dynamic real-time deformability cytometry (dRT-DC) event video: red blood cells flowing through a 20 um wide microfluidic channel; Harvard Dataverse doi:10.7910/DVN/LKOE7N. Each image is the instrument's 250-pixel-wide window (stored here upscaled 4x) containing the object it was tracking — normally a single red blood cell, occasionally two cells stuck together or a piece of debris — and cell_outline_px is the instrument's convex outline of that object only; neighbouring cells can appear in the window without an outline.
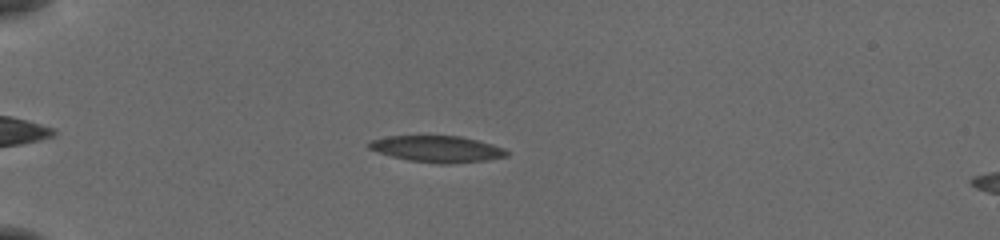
{"species": "common noctule bat (a hibernating species)", "species_latin": "Nyctalus noctula", "temperature_condition": "cold", "stored_images_in_passage": 47, "camera_frame_rate_fps": 3000, "um_per_image_px": 0.085, "animal": {"sex": "female", "body_mass_g": 19.5, "forearm_length_mm": 54.1}, "frame": {"image": 1, "passage_image": 16, "time_ms": 5.0, "image_size_px": [1000, 240], "cell_outline_px": [[508, 156], [480, 160], [448, 164], [440, 164], [408, 160], [392, 156], [368, 148], [368, 144], [372, 140], [392, 136], [456, 136], [476, 140], [504, 148], [508, 152]], "centroid_in_image_um": [37.15, 12.66], "position_along_channel_um": 47.9, "area_um2": 20.63}}
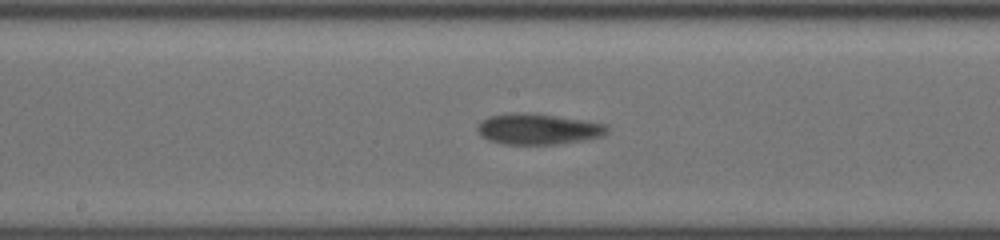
{"frame": {"image": 2, "passage_image": 31, "time_ms": 10.0, "image_size_px": [1000, 240], "cell_outline_px": [[608, 128], [600, 136], [580, 140], [556, 144], [504, 144], [488, 140], [476, 128], [480, 120], [488, 116], [512, 112], [520, 112], [552, 116], [604, 124]], "centroid_in_image_um": [45.62, 10.97], "position_along_channel_um": 202.6, "area_um2": 22.6}}
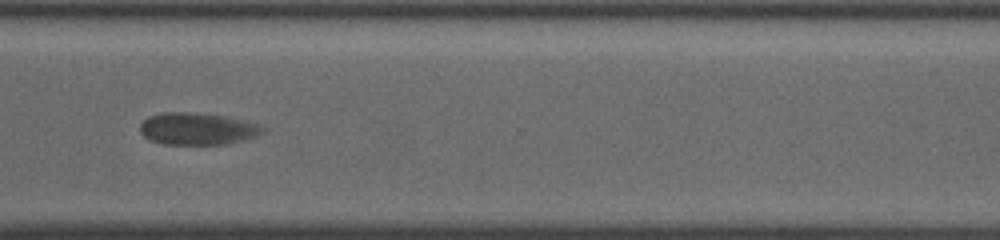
{"frame": {"image": 3, "passage_image": 43, "time_ms": 14.0, "image_size_px": [1000, 240], "cell_outline_px": [[264, 132], [256, 136], [224, 144], [164, 144], [152, 140], [144, 136], [140, 132], [140, 124], [148, 116], [164, 112], [188, 112], [220, 116], [256, 124], [264, 128]], "centroid_in_image_um": [16.7, 10.95], "position_along_channel_um": 353.9, "area_um2": 22.31}, "authors_computed_cell_mechanics": {"area_um2": 21.5594, "velocity_mm_per_s": 3.785, "shape_relaxation_time_tau1_ms": 5.284, "shape_relaxation_time_tau2_ms": 1.4622, "deformation_change_tau1": 0.0967, "deformation_change_tau2": 0.0511}}